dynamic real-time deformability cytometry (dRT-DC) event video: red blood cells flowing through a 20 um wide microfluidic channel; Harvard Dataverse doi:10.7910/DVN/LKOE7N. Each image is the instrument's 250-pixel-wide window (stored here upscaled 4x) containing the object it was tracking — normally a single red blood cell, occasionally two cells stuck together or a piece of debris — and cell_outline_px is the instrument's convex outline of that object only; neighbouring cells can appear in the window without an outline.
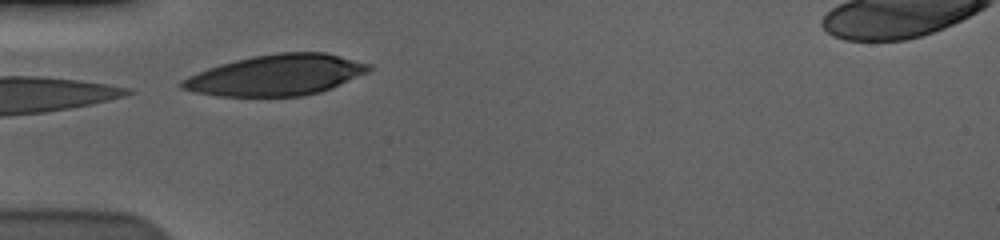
{"species": "human", "species_latin": "Homo sapiens", "temperature_condition": "cold", "stored_images_in_passage": 4, "camera_frame_rate_fps": 3000, "um_per_image_px": 0.085, "donor": {"sex": "male"}, "frame": {"image": 1, "passage_image": 1, "time_ms": 0.0, "image_size_px": [1000, 240], "cell_outline_px": [[372, 68], [368, 72], [332, 88], [320, 92], [304, 96], [220, 96], [196, 92], [180, 88], [176, 84], [180, 80], [188, 76], [208, 68], [220, 64], [252, 56], [280, 52], [324, 52], [372, 64]], "centroid_in_image_um": [23.48, 6.38], "position_along_channel_um": 61.5, "area_um2": 44.51}}